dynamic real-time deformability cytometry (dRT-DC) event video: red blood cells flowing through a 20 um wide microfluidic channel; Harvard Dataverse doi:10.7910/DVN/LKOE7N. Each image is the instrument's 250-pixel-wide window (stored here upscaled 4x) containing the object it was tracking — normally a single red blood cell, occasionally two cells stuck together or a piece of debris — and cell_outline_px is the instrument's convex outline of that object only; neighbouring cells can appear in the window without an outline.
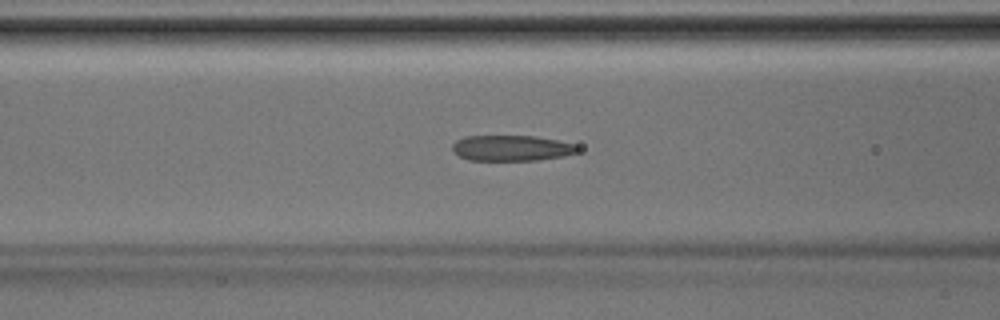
{"species": "Egyptian fruit bat (a non-hibernating species)", "species_latin": "Rousettus aegyptiacus", "temperature_condition": "room temperature", "stored_images_in_passage": 43, "segment_of_instrument_passage": [1, 2], "camera_frame_rate_fps": 3000, "um_per_image_px": 0.085, "animal": {"sex": "male"}, "frame": {"image": 1, "passage_image": 17, "time_ms": 5.333, "image_size_px": [1000, 320], "cell_outline_px": [[580, 148], [576, 152], [564, 156], [536, 160], [468, 160], [452, 152], [452, 144], [456, 140], [464, 136], [536, 136], [556, 140], [572, 144]], "centroid_in_image_um": [43.42, 12.58], "position_along_channel_um": 123.2, "area_um2": 18.67}}
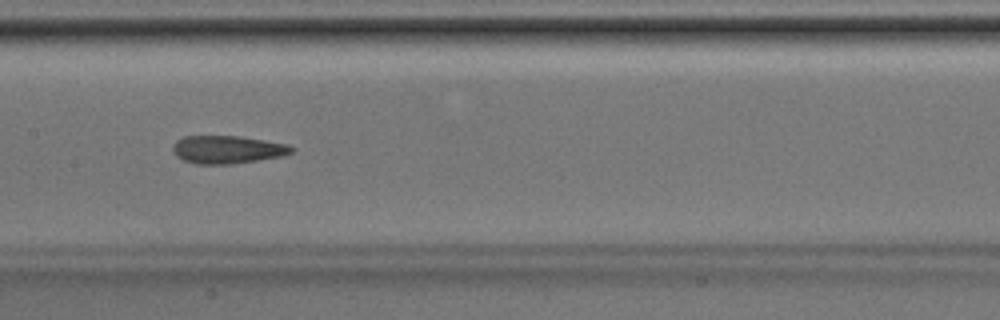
{"frame": {"image": 2, "passage_image": 21, "time_ms": 6.667, "image_size_px": [1000, 320], "cell_outline_px": [[296, 148], [292, 152], [280, 156], [232, 164], [196, 164], [184, 160], [176, 156], [172, 148], [172, 144], [176, 140], [184, 136], [240, 136], [288, 144]], "centroid_in_image_um": [19.3, 12.7], "position_along_channel_um": 188.1, "area_um2": 19.31}}
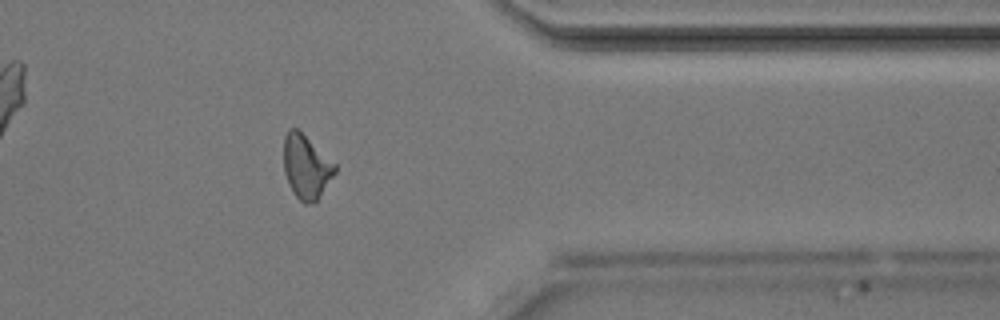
{"frame": {"image": 3, "passage_image": 34, "time_ms": 11.0, "image_size_px": [1000, 320], "cell_outline_px": [[336, 172], [316, 204], [304, 204], [296, 196], [288, 184], [284, 172], [284, 136], [288, 128], [296, 128], [336, 164]], "centroid_in_image_um": [26.03, 14.22], "position_along_channel_um": 385.4, "area_um2": 19.13}}